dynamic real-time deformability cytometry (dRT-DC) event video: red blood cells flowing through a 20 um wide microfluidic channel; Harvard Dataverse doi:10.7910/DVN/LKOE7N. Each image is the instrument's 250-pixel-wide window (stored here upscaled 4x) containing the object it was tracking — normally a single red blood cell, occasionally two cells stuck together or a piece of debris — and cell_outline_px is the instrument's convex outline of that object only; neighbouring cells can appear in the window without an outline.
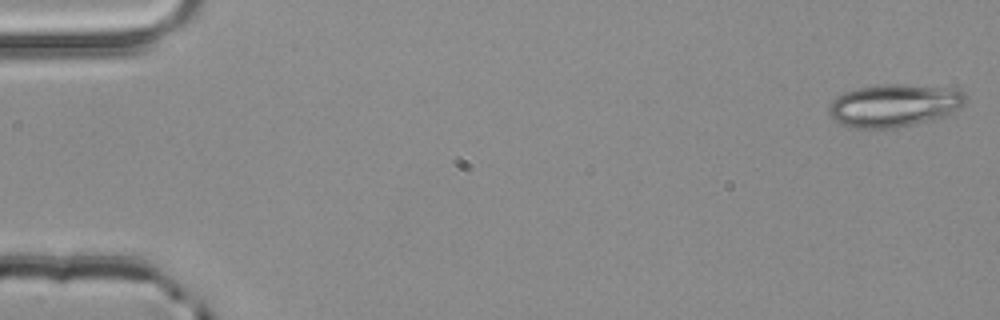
{"species": "common noctule bat (a hibernating species)", "species_latin": "Nyctalus noctula", "temperature_condition": "room temperature", "stored_images_in_passage": 4, "camera_frame_rate_fps": 3000, "um_per_image_px": 0.085, "animal": {"sex": "male", "body_mass_g": 20.4}, "frame": {"image": 1, "passage_image": 1, "time_ms": 0.0, "image_size_px": [1000, 320], "cell_outline_px": [[964, 104], [960, 108], [932, 120], [896, 128], [848, 128], [832, 120], [828, 112], [828, 108], [832, 100], [836, 96], [844, 92], [860, 88], [880, 84], [904, 84], [956, 88], [964, 92]], "centroid_in_image_um": [75.95, 8.96], "position_along_channel_um": 9.0, "area_um2": 34.28}}